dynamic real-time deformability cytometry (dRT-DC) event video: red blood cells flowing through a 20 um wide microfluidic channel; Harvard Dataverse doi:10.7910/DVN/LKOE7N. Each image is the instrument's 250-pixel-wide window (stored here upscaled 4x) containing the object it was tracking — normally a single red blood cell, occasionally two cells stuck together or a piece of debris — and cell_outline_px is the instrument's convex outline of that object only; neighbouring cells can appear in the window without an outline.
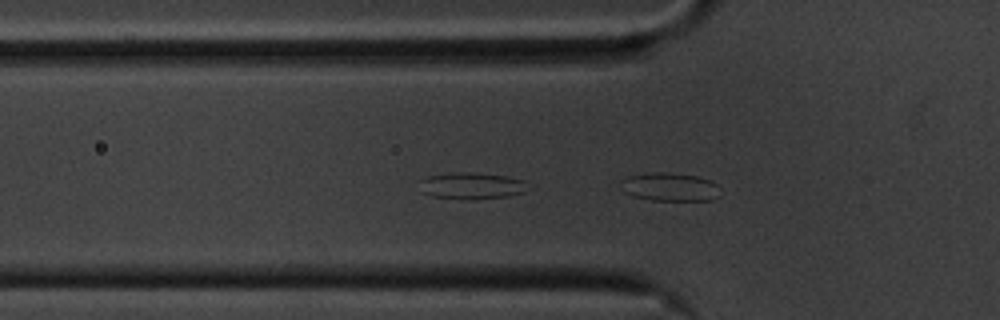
{"species": "common noctule bat (a hibernating species)", "species_latin": "Nyctalus noctula", "temperature_condition": "cold", "stored_images_in_passage": 36, "camera_frame_rate_fps": 3000, "um_per_image_px": 0.085, "animal": {"sex": "male", "body_mass_g": 20.1, "forearm_length_mm": 53.5}, "frame": {"image": 1, "passage_image": 6, "time_ms": 1.667, "image_size_px": [1000, 320], "cell_outline_px": [[724, 192], [720, 196], [712, 200], [652, 200], [632, 196], [624, 192], [620, 180], [628, 176], [644, 172], [668, 172], [696, 176], [708, 180], [716, 184]], "centroid_in_image_um": [56.95, 15.88], "position_along_channel_um": 68.8, "area_um2": 16.7}}
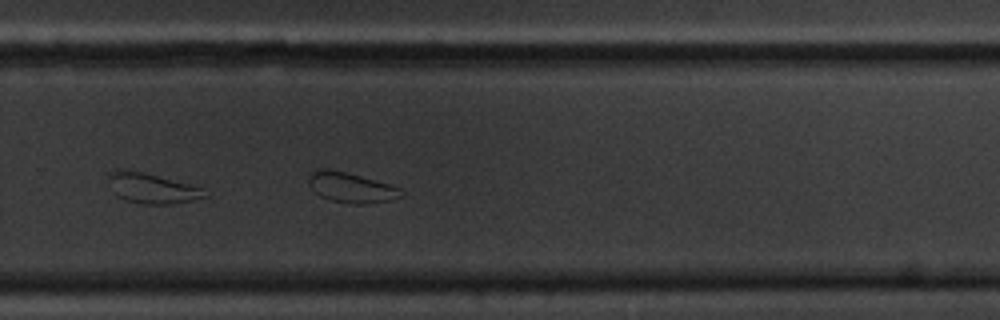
{"frame": {"image": 2, "passage_image": 26, "time_ms": 8.333, "image_size_px": [1000, 320], "cell_outline_px": [[404, 196], [388, 200], [364, 204], [348, 204], [328, 200], [320, 196], [312, 188], [308, 180], [308, 172], [320, 168], [328, 168], [360, 176], [388, 184], [400, 188], [404, 192]], "centroid_in_image_um": [29.81, 15.94], "position_along_channel_um": 300.0, "area_um2": 16.3}}
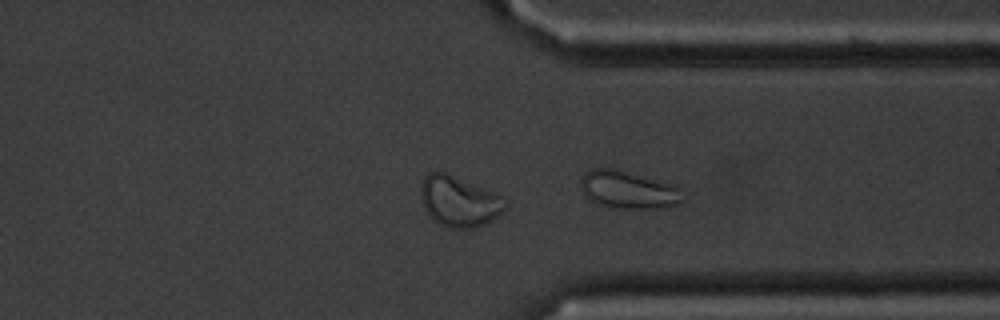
{"frame": {"image": 3, "passage_image": 31, "time_ms": 10.0, "image_size_px": [1000, 320], "cell_outline_px": [[508, 208], [492, 220], [476, 228], [448, 228], [432, 220], [424, 208], [420, 192], [420, 184], [424, 176], [428, 172], [444, 172], [496, 192], [508, 204]], "centroid_in_image_um": [39.02, 17.12], "position_along_channel_um": 372.4, "area_um2": 25.14}, "authors_computed_cell_mechanics": {"area_um2": 16.3863, "velocity_mm_per_s": 3.4708, "shape_relaxation_time_tau1_ms": 3.1263, "shape_relaxation_time_tau2_ms": 7.7094, "deformation_change_tau1": 0.0673, "deformation_change_tau2": 0.146}}